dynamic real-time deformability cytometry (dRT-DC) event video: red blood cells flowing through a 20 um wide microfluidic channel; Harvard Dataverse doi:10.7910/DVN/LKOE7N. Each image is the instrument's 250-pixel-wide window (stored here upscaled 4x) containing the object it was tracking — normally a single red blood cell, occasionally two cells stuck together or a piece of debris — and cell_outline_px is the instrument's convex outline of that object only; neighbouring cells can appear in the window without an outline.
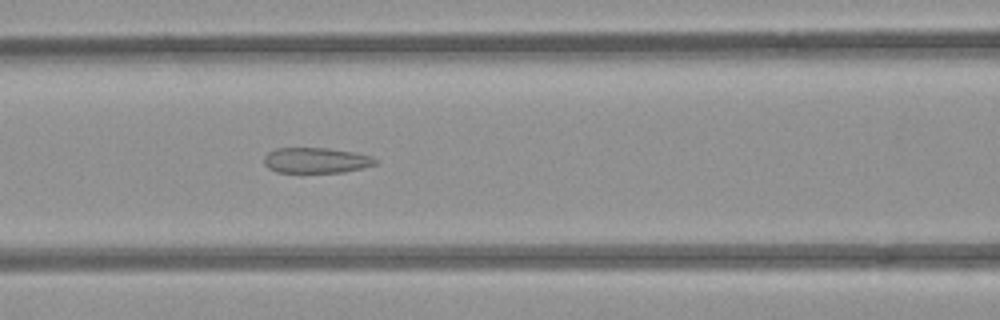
{"species": "common noctule bat (a hibernating species)", "species_latin": "Nyctalus noctula", "temperature_condition": "room temperature", "stored_images_in_passage": 51, "camera_frame_rate_fps": 3000, "um_per_image_px": 0.085, "animal": {"sex": "female", "body_mass_g": 21.9}, "frame": {"image": 1, "passage_image": 20, "time_ms": 6.333, "image_size_px": [1000, 320], "cell_outline_px": [[376, 164], [344, 172], [276, 172], [268, 168], [264, 164], [264, 156], [268, 152], [276, 148], [328, 148], [352, 152], [368, 156], [376, 160]], "centroid_in_image_um": [26.79, 13.63], "position_along_channel_um": 139.8, "area_um2": 16.3}}
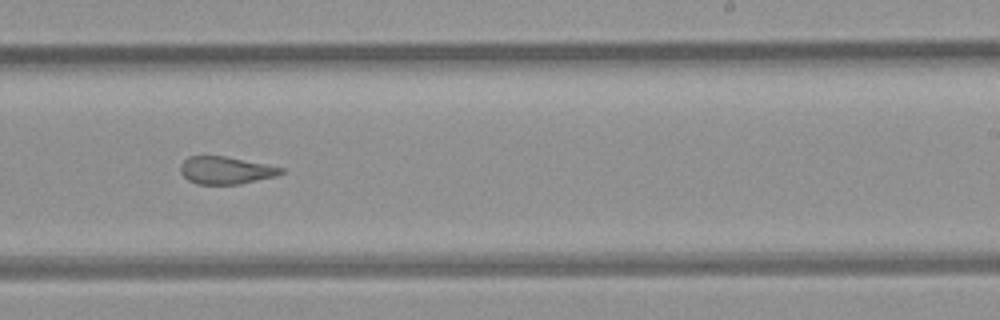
{"frame": {"image": 2, "passage_image": 30, "time_ms": 9.667, "image_size_px": [1000, 320], "cell_outline_px": [[284, 172], [276, 176], [240, 184], [196, 184], [188, 180], [180, 172], [180, 164], [188, 156], [224, 156], [284, 168]], "centroid_in_image_um": [19.16, 14.48], "position_along_channel_um": 269.8, "area_um2": 16.01}}
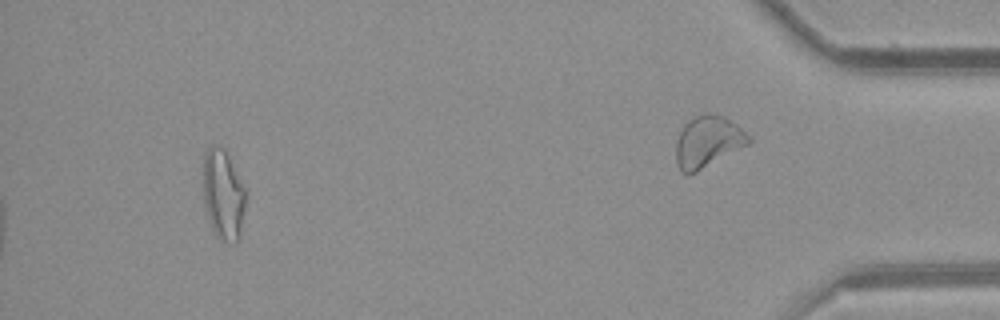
{"frame": {"image": 3, "passage_image": 47, "time_ms": 15.333, "image_size_px": [1000, 320], "cell_outline_px": [[244, 208], [240, 240], [232, 244], [216, 236], [212, 228], [208, 216], [204, 200], [204, 152], [212, 144], [224, 148], [244, 188]], "centroid_in_image_um": [18.97, 16.57], "position_along_channel_um": 416.2, "area_um2": 21.85}, "authors_computed_cell_mechanics": {"area_um2": 19.363, "velocity_mm_per_s": 3.9112, "shape_relaxation_time_tau1_ms": null, "shape_relaxation_time_tau2_ms": 1.8369, "deformation_change_tau1": null, "deformation_change_tau2": 0.1076}}